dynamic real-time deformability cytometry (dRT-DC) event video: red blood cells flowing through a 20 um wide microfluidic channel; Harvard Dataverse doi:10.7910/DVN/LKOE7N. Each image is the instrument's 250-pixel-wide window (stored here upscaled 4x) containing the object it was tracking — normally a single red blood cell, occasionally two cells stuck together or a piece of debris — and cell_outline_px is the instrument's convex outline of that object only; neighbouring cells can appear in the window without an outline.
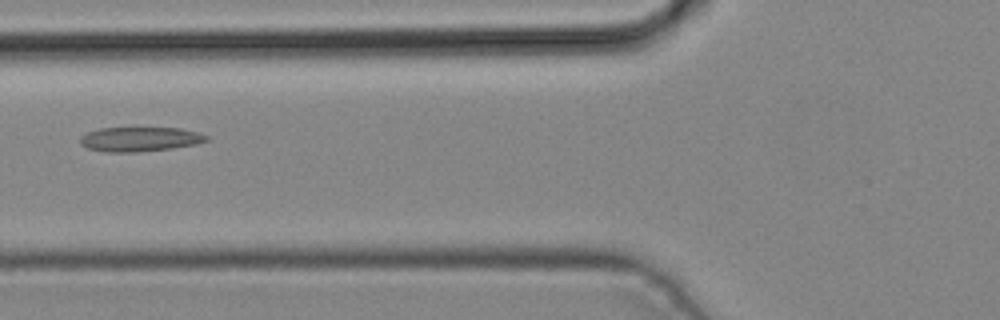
{"species": "common noctule bat (a hibernating species)", "species_latin": "Nyctalus noctula", "temperature_condition": "cold", "stored_images_in_passage": 3, "camera_frame_rate_fps": 3000, "um_per_image_px": 0.085, "animal": {"sex": "male", "body_mass_g": 19.2, "forearm_length_mm": 51.8}, "frame": {"image": 1, "passage_image": 3, "time_ms": 0.667, "image_size_px": [1000, 320], "cell_outline_px": [[208, 140], [196, 144], [172, 148], [136, 152], [104, 152], [88, 148], [80, 144], [80, 136], [88, 132], [100, 128], [180, 128], [200, 132], [208, 136]], "centroid_in_image_um": [11.89, 11.83], "position_along_channel_um": 113.9, "area_um2": 18.03}}